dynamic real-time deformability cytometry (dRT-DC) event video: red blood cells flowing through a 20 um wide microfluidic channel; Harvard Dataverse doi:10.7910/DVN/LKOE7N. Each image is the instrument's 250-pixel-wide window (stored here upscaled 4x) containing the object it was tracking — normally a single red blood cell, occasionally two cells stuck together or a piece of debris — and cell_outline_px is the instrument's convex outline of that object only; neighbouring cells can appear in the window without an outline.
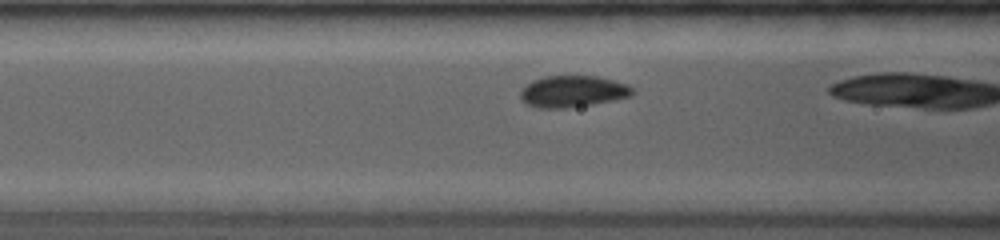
{"species": "common noctule bat (a hibernating species)", "species_latin": "Nyctalus noctula", "temperature_condition": "room temperature", "stored_images_in_passage": 14, "camera_frame_rate_fps": 4000, "um_per_image_px": 0.085, "animal": {"sex": "female", "body_mass_g": 19.0, "forearm_length_mm": 53.3}, "frame": {"image": 1, "passage_image": 8, "time_ms": 1.5, "image_size_px": [1000, 240], "cell_outline_px": [[632, 96], [592, 104], [568, 108], [536, 108], [520, 100], [520, 88], [532, 80], [544, 76], [596, 76], [628, 84], [632, 88]], "centroid_in_image_um": [48.62, 7.77], "position_along_channel_um": 118.0, "area_um2": 20.69}}